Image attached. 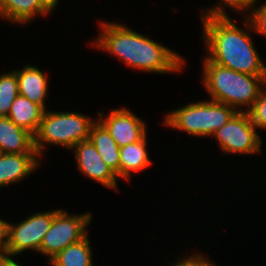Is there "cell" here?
Masks as SVG:
<instances>
[{"label":"cell","mask_w":266,"mask_h":266,"mask_svg":"<svg viewBox=\"0 0 266 266\" xmlns=\"http://www.w3.org/2000/svg\"><path fill=\"white\" fill-rule=\"evenodd\" d=\"M5 220L0 219V257L5 255Z\"/></svg>","instance_id":"d4e9b609"},{"label":"cell","mask_w":266,"mask_h":266,"mask_svg":"<svg viewBox=\"0 0 266 266\" xmlns=\"http://www.w3.org/2000/svg\"><path fill=\"white\" fill-rule=\"evenodd\" d=\"M89 139L101 158L120 178V147L97 119L90 128Z\"/></svg>","instance_id":"2e32d148"},{"label":"cell","mask_w":266,"mask_h":266,"mask_svg":"<svg viewBox=\"0 0 266 266\" xmlns=\"http://www.w3.org/2000/svg\"><path fill=\"white\" fill-rule=\"evenodd\" d=\"M85 213L69 214L61 209L56 212L51 227L44 235L40 246V253L46 255L49 262L62 250L87 236L88 229L86 228L91 224L92 214L91 212Z\"/></svg>","instance_id":"8992f818"},{"label":"cell","mask_w":266,"mask_h":266,"mask_svg":"<svg viewBox=\"0 0 266 266\" xmlns=\"http://www.w3.org/2000/svg\"><path fill=\"white\" fill-rule=\"evenodd\" d=\"M88 235L80 242L68 246L49 263L51 266H95Z\"/></svg>","instance_id":"ac0fdd59"},{"label":"cell","mask_w":266,"mask_h":266,"mask_svg":"<svg viewBox=\"0 0 266 266\" xmlns=\"http://www.w3.org/2000/svg\"><path fill=\"white\" fill-rule=\"evenodd\" d=\"M200 19L207 51L205 57L209 61L240 73L266 76V65L249 35L250 30L242 29L230 17Z\"/></svg>","instance_id":"7a4b0ae2"},{"label":"cell","mask_w":266,"mask_h":266,"mask_svg":"<svg viewBox=\"0 0 266 266\" xmlns=\"http://www.w3.org/2000/svg\"><path fill=\"white\" fill-rule=\"evenodd\" d=\"M203 58L201 79L210 100L231 106L237 112H247L266 84V76L240 73Z\"/></svg>","instance_id":"3957f363"},{"label":"cell","mask_w":266,"mask_h":266,"mask_svg":"<svg viewBox=\"0 0 266 266\" xmlns=\"http://www.w3.org/2000/svg\"><path fill=\"white\" fill-rule=\"evenodd\" d=\"M220 2L212 7L206 8L207 10L204 13H201V17H229L228 12L224 9L225 6L227 8H232L233 11H238L247 13V16L252 11L255 4L259 2V0H219ZM224 5V6H223ZM249 11V13H248Z\"/></svg>","instance_id":"ffe728a7"},{"label":"cell","mask_w":266,"mask_h":266,"mask_svg":"<svg viewBox=\"0 0 266 266\" xmlns=\"http://www.w3.org/2000/svg\"><path fill=\"white\" fill-rule=\"evenodd\" d=\"M38 16L49 15L40 5L39 0H0V18L12 23L28 24Z\"/></svg>","instance_id":"e0dca14e"},{"label":"cell","mask_w":266,"mask_h":266,"mask_svg":"<svg viewBox=\"0 0 266 266\" xmlns=\"http://www.w3.org/2000/svg\"><path fill=\"white\" fill-rule=\"evenodd\" d=\"M100 33L92 41L95 48L121 59L127 67L157 74L184 69L185 59L176 51L117 22L100 21Z\"/></svg>","instance_id":"6da1fadb"},{"label":"cell","mask_w":266,"mask_h":266,"mask_svg":"<svg viewBox=\"0 0 266 266\" xmlns=\"http://www.w3.org/2000/svg\"><path fill=\"white\" fill-rule=\"evenodd\" d=\"M0 266H21L12 259L11 256L3 255L0 257Z\"/></svg>","instance_id":"484cf974"},{"label":"cell","mask_w":266,"mask_h":266,"mask_svg":"<svg viewBox=\"0 0 266 266\" xmlns=\"http://www.w3.org/2000/svg\"><path fill=\"white\" fill-rule=\"evenodd\" d=\"M71 150H74L77 168L84 176L118 191L117 174L101 158L90 139L77 143Z\"/></svg>","instance_id":"30bf717a"},{"label":"cell","mask_w":266,"mask_h":266,"mask_svg":"<svg viewBox=\"0 0 266 266\" xmlns=\"http://www.w3.org/2000/svg\"><path fill=\"white\" fill-rule=\"evenodd\" d=\"M213 137L219 144L221 152L243 155L261 154L262 139L247 112H236L213 134Z\"/></svg>","instance_id":"ba28073f"},{"label":"cell","mask_w":266,"mask_h":266,"mask_svg":"<svg viewBox=\"0 0 266 266\" xmlns=\"http://www.w3.org/2000/svg\"><path fill=\"white\" fill-rule=\"evenodd\" d=\"M98 116L96 119L120 148L141 140L147 134L145 122L126 107L113 108L107 116L98 111Z\"/></svg>","instance_id":"9c48e42d"},{"label":"cell","mask_w":266,"mask_h":266,"mask_svg":"<svg viewBox=\"0 0 266 266\" xmlns=\"http://www.w3.org/2000/svg\"><path fill=\"white\" fill-rule=\"evenodd\" d=\"M244 26L266 38V1L259 7H254L244 21Z\"/></svg>","instance_id":"7402d4cb"},{"label":"cell","mask_w":266,"mask_h":266,"mask_svg":"<svg viewBox=\"0 0 266 266\" xmlns=\"http://www.w3.org/2000/svg\"><path fill=\"white\" fill-rule=\"evenodd\" d=\"M58 210L31 214L18 224L5 221V255L13 257L25 250L40 253L44 235L49 231Z\"/></svg>","instance_id":"52a82bcc"},{"label":"cell","mask_w":266,"mask_h":266,"mask_svg":"<svg viewBox=\"0 0 266 266\" xmlns=\"http://www.w3.org/2000/svg\"><path fill=\"white\" fill-rule=\"evenodd\" d=\"M194 252V254L189 255L187 258H180L177 263L171 264L172 266H215L214 261H210L209 258L204 256L202 253ZM182 259V260H181ZM170 265V266H171Z\"/></svg>","instance_id":"603a6c76"},{"label":"cell","mask_w":266,"mask_h":266,"mask_svg":"<svg viewBox=\"0 0 266 266\" xmlns=\"http://www.w3.org/2000/svg\"><path fill=\"white\" fill-rule=\"evenodd\" d=\"M23 69L15 70L18 79L19 95L40 105L45 111L48 98V77L33 65H24Z\"/></svg>","instance_id":"7c38bea8"},{"label":"cell","mask_w":266,"mask_h":266,"mask_svg":"<svg viewBox=\"0 0 266 266\" xmlns=\"http://www.w3.org/2000/svg\"><path fill=\"white\" fill-rule=\"evenodd\" d=\"M38 153H0V188L22 181L40 165Z\"/></svg>","instance_id":"8fae6325"},{"label":"cell","mask_w":266,"mask_h":266,"mask_svg":"<svg viewBox=\"0 0 266 266\" xmlns=\"http://www.w3.org/2000/svg\"><path fill=\"white\" fill-rule=\"evenodd\" d=\"M95 122L79 112L46 110L34 135V148L39 156H43L46 144L71 150L77 143L89 139L90 128Z\"/></svg>","instance_id":"5b68a950"},{"label":"cell","mask_w":266,"mask_h":266,"mask_svg":"<svg viewBox=\"0 0 266 266\" xmlns=\"http://www.w3.org/2000/svg\"><path fill=\"white\" fill-rule=\"evenodd\" d=\"M148 133L139 141L120 148V177L130 181L133 172H140L149 168L151 159L148 157Z\"/></svg>","instance_id":"5bb4252c"},{"label":"cell","mask_w":266,"mask_h":266,"mask_svg":"<svg viewBox=\"0 0 266 266\" xmlns=\"http://www.w3.org/2000/svg\"><path fill=\"white\" fill-rule=\"evenodd\" d=\"M59 0H39L41 7L50 15L56 9Z\"/></svg>","instance_id":"cb8c5ba5"},{"label":"cell","mask_w":266,"mask_h":266,"mask_svg":"<svg viewBox=\"0 0 266 266\" xmlns=\"http://www.w3.org/2000/svg\"><path fill=\"white\" fill-rule=\"evenodd\" d=\"M19 95L16 71L0 73V117H7L12 103Z\"/></svg>","instance_id":"d6986e66"},{"label":"cell","mask_w":266,"mask_h":266,"mask_svg":"<svg viewBox=\"0 0 266 266\" xmlns=\"http://www.w3.org/2000/svg\"><path fill=\"white\" fill-rule=\"evenodd\" d=\"M247 113L256 129H266V84Z\"/></svg>","instance_id":"44dd1931"},{"label":"cell","mask_w":266,"mask_h":266,"mask_svg":"<svg viewBox=\"0 0 266 266\" xmlns=\"http://www.w3.org/2000/svg\"><path fill=\"white\" fill-rule=\"evenodd\" d=\"M45 110L28 98L18 95L11 105L8 118L33 136L38 131Z\"/></svg>","instance_id":"9a60e30c"},{"label":"cell","mask_w":266,"mask_h":266,"mask_svg":"<svg viewBox=\"0 0 266 266\" xmlns=\"http://www.w3.org/2000/svg\"><path fill=\"white\" fill-rule=\"evenodd\" d=\"M0 153H37L34 136L8 117H0Z\"/></svg>","instance_id":"4fadbf2b"},{"label":"cell","mask_w":266,"mask_h":266,"mask_svg":"<svg viewBox=\"0 0 266 266\" xmlns=\"http://www.w3.org/2000/svg\"><path fill=\"white\" fill-rule=\"evenodd\" d=\"M237 111L212 100L199 101L167 112L163 124L195 137H209L225 125Z\"/></svg>","instance_id":"277c9868"}]
</instances>
